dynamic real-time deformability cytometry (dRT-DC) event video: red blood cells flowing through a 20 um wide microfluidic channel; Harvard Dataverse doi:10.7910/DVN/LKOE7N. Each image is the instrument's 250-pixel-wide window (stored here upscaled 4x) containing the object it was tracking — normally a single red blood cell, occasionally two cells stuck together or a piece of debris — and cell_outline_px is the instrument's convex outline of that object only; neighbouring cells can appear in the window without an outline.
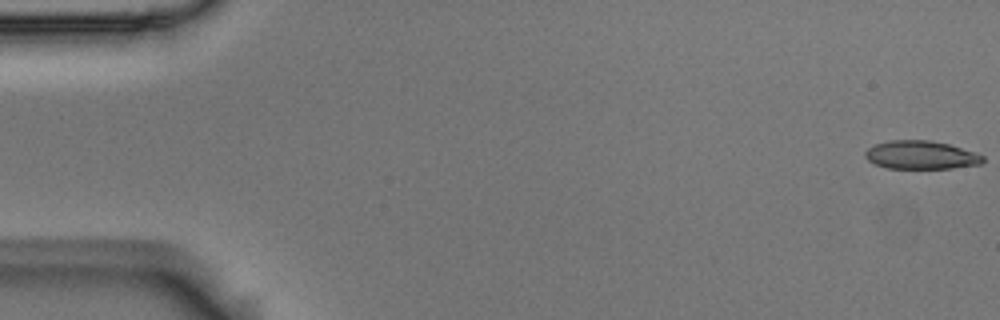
{"species": "Egyptian fruit bat (a non-hibernating species)", "species_latin": "Rousettus aegyptiacus", "temperature_condition": "room temperature", "stored_images_in_passage": 55, "camera_frame_rate_fps": 3000, "um_per_image_px": 0.085, "animal": {"sex": "male"}, "frame": {"image": 1, "passage_image": 1, "time_ms": 0.0, "image_size_px": [1000, 320], "cell_outline_px": [[984, 160], [980, 164], [952, 168], [888, 168], [876, 164], [868, 160], [864, 156], [864, 152], [868, 148], [876, 144], [888, 140], [932, 140], [948, 144], [976, 152], [984, 156]], "centroid_in_image_um": [78.28, 13.17], "position_along_channel_um": 6.7, "area_um2": 19.42}}
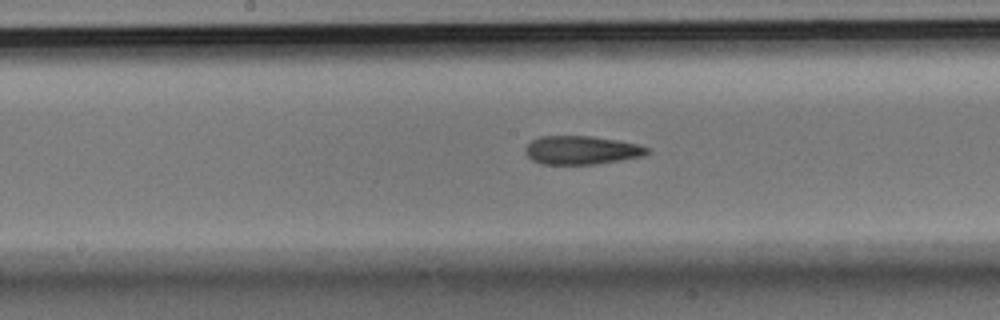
{"frame": {"image": 2, "passage_image": 28, "time_ms": 9.0, "image_size_px": [1000, 320], "cell_outline_px": [[648, 152], [644, 156], [596, 164], [540, 164], [532, 160], [524, 152], [524, 148], [532, 140], [540, 136], [592, 136], [640, 144], [648, 148]], "centroid_in_image_um": [49.41, 12.76], "position_along_channel_um": 198.8, "area_um2": 20.29}}
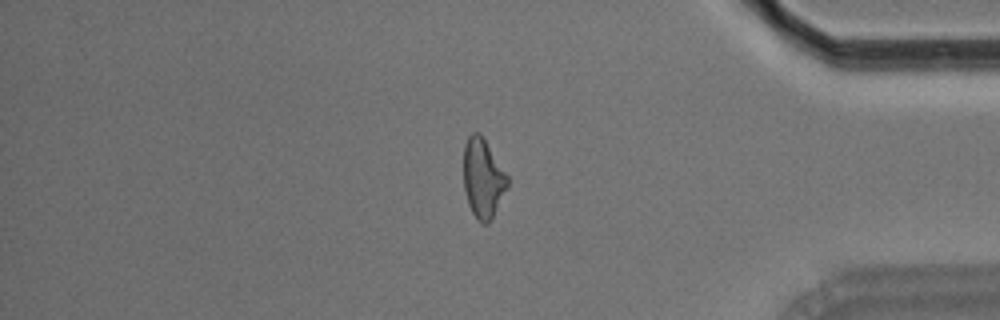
{"frame": {"image": 3, "passage_image": 46, "time_ms": 15.0, "image_size_px": [1000, 320], "cell_outline_px": [[508, 188], [488, 224], [484, 224], [476, 220], [468, 204], [464, 188], [464, 144], [468, 136], [472, 132], [480, 132], [484, 136], [508, 176]], "centroid_in_image_um": [41.05, 15.12], "position_along_channel_um": 394.1, "area_um2": 20.52}, "authors_computed_cell_mechanics": {"area_um2": 20.5768, "velocity_mm_per_s": 3.7064, "shape_relaxation_time_tau1_ms": null, "shape_relaxation_time_tau2_ms": 4.6851, "deformation_change_tau1": null, "deformation_change_tau2": 0.1544}}